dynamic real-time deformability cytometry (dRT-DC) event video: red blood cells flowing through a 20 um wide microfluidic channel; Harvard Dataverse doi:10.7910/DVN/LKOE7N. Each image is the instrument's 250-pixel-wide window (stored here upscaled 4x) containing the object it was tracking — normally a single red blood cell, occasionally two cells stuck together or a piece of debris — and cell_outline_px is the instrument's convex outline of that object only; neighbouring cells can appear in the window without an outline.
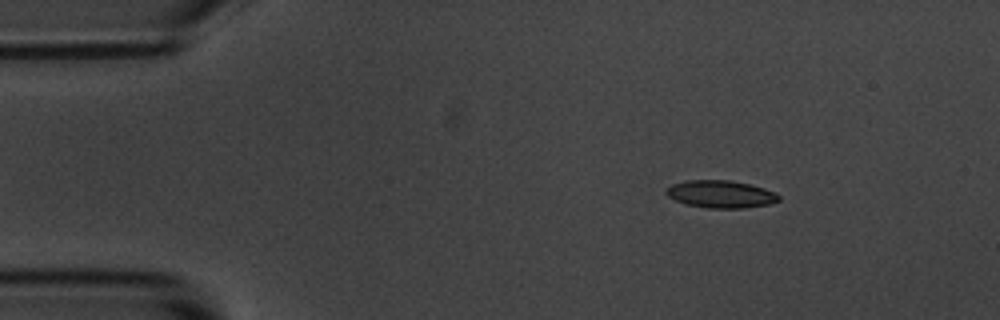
{"species": "common noctule bat (a hibernating species)", "species_latin": "Nyctalus noctula", "temperature_condition": "room temperature", "stored_images_in_passage": 48, "camera_frame_rate_fps": 3000, "um_per_image_px": 0.085, "animal": {"sex": "male", "body_mass_g": 20.1, "forearm_length_mm": 53.5}, "frame": {"image": 1, "passage_image": 1, "time_ms": 0.0, "image_size_px": [1000, 320], "cell_outline_px": [[780, 200], [768, 204], [744, 208], [708, 208], [684, 204], [668, 196], [664, 192], [672, 184], [688, 180], [732, 180], [764, 188], [776, 192], [780, 196]], "centroid_in_image_um": [61.27, 16.5], "position_along_channel_um": 23.7, "area_um2": 18.03}}
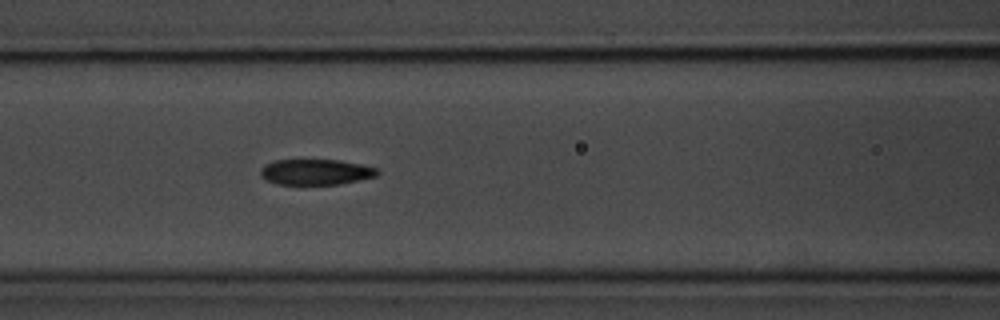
{"frame": {"image": 2, "passage_image": 16, "time_ms": 5.0, "image_size_px": [1000, 320], "cell_outline_px": [[380, 172], [376, 176], [360, 180], [340, 184], [276, 184], [260, 176], [260, 168], [264, 164], [272, 160], [340, 160], [360, 164], [376, 168]], "centroid_in_image_um": [26.82, 14.61], "position_along_channel_um": 139.8, "area_um2": 17.51}}
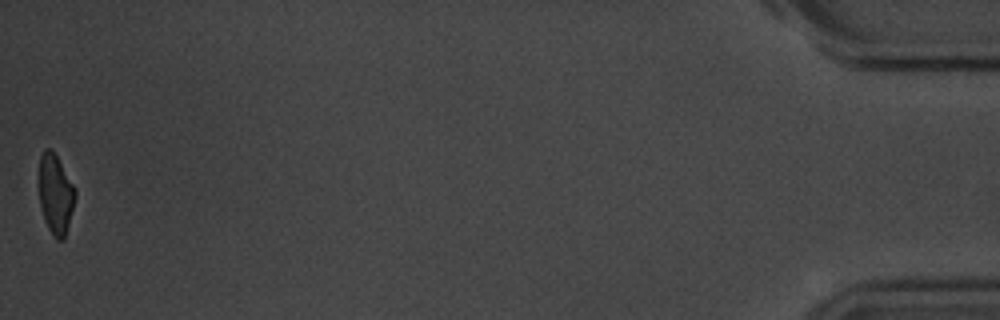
{"frame": {"image": 3, "passage_image": 48, "time_ms": 15.667, "image_size_px": [1000, 320], "cell_outline_px": [[76, 196], [64, 240], [56, 240], [48, 228], [44, 220], [40, 204], [36, 184], [40, 156], [44, 148], [52, 148], [76, 188]], "centroid_in_image_um": [4.68, 16.45], "position_along_channel_um": 430.5, "area_um2": 17.51}, "authors_computed_cell_mechanics": {"area_um2": 18.2648, "velocity_mm_per_s": 3.6464, "shape_relaxation_time_tau1_ms": 4.4585, "shape_relaxation_time_tau2_ms": 2.7647, "deformation_change_tau1": 0.1579, "deformation_change_tau2": 0.0967}}